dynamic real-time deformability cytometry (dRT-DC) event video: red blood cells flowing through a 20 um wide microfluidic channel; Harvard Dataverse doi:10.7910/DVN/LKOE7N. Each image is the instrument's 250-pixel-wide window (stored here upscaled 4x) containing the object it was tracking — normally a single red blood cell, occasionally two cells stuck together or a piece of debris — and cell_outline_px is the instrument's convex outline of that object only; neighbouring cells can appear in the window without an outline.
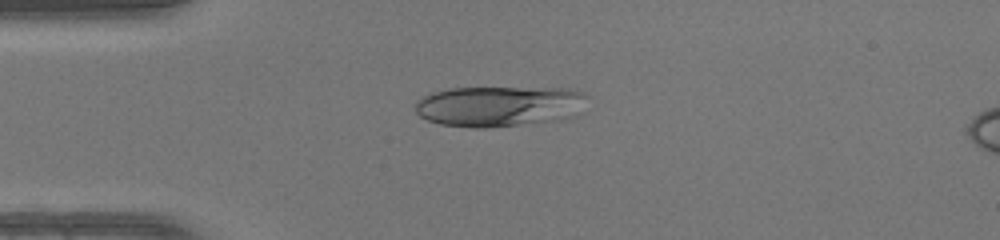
{"species": "human", "species_latin": "Homo sapiens", "temperature_condition": "warm", "stored_images_in_passage": 38, "camera_frame_rate_fps": 3000, "um_per_image_px": 0.085, "donor": {"sex": "female"}, "frame": {"image": 1, "passage_image": 2, "time_ms": 0.333, "image_size_px": [1000, 240], "cell_outline_px": [[588, 96], [576, 116], [560, 120], [484, 128], [472, 128], [440, 124], [428, 120], [420, 116], [416, 112], [416, 100], [432, 92], [448, 88], [568, 88], [584, 92]], "centroid_in_image_um": [42.45, 9.02], "position_along_channel_um": 42.6, "area_um2": 40.92}}
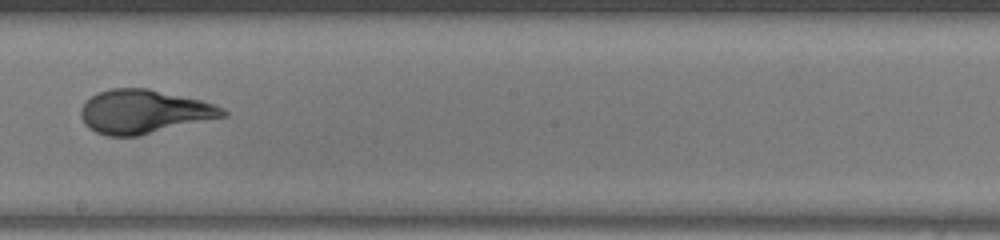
{"frame": {"image": 2, "passage_image": 17, "time_ms": 5.333, "image_size_px": [1000, 240], "cell_outline_px": [[228, 116], [140, 136], [108, 136], [96, 132], [88, 128], [84, 124], [80, 116], [80, 108], [96, 92], [112, 88], [148, 88], [200, 100], [216, 104], [224, 108], [228, 112]], "centroid_in_image_um": [12.25, 9.5], "position_along_channel_um": 235.9, "area_um2": 36.53}}
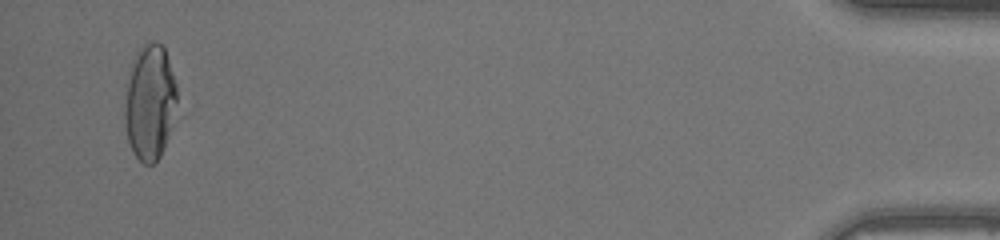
{"frame": {"image": 3, "passage_image": 36, "time_ms": 11.667, "image_size_px": [1000, 240], "cell_outline_px": [[184, 116], [160, 156], [152, 164], [144, 164], [132, 152], [128, 140], [124, 120], [124, 108], [132, 60], [136, 52], [144, 44], [156, 40], [164, 48], [176, 84]], "centroid_in_image_um": [12.86, 8.78], "position_along_channel_um": 422.3, "area_um2": 37.05}, "authors_computed_cell_mechanics": {"area_um2": 35.8938, "velocity_mm_per_s": 4.3113, "shape_relaxation_time_tau1_ms": 5.84, "shape_relaxation_time_tau2_ms": null, "deformation_change_tau1": 0.2488, "deformation_change_tau2": null}}